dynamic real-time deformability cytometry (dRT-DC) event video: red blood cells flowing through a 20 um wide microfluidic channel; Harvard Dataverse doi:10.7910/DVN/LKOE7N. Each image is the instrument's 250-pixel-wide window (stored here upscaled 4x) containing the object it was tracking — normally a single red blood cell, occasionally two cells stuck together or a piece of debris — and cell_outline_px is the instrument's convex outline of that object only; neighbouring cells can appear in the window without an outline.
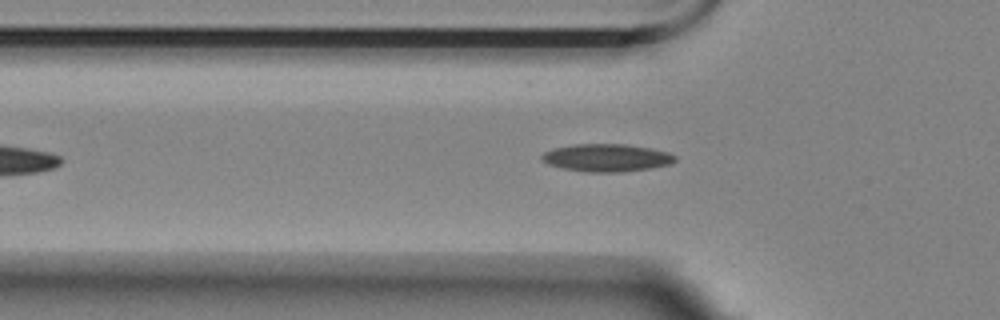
{"species": "Egyptian fruit bat (a non-hibernating species)", "species_latin": "Rousettus aegyptiacus", "temperature_condition": "room temperature", "stored_images_in_passage": 49, "camera_frame_rate_fps": 3000, "um_per_image_px": 0.085, "animal": {"sex": "female"}, "frame": {"image": 1, "passage_image": 14, "time_ms": 4.333, "image_size_px": [1000, 320], "cell_outline_px": [[676, 160], [672, 164], [624, 172], [588, 172], [564, 168], [548, 164], [540, 160], [540, 156], [544, 152], [552, 148], [572, 144], [624, 144], [652, 148], [668, 152], [676, 156]], "centroid_in_image_um": [51.55, 13.4], "position_along_channel_um": 74.2, "area_um2": 21.62}}
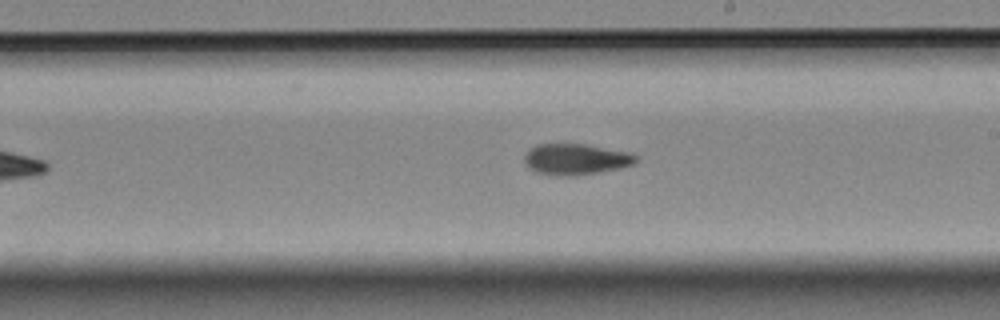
{"frame": {"image": 2, "passage_image": 28, "time_ms": 9.0, "image_size_px": [1000, 320], "cell_outline_px": [[636, 160], [632, 164], [620, 168], [596, 172], [536, 172], [524, 160], [524, 156], [532, 148], [540, 144], [584, 144], [632, 152], [636, 156]], "centroid_in_image_um": [49.03, 13.46], "position_along_channel_um": 240.0, "area_um2": 18.73}}
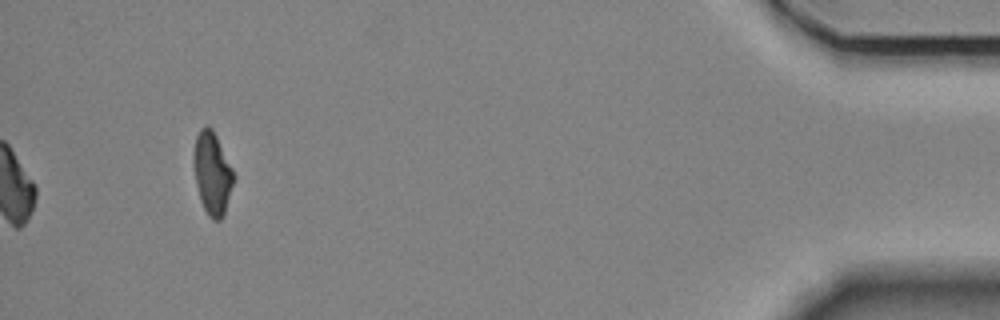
{"frame": {"image": 3, "passage_image": 49, "time_ms": 16.0, "image_size_px": [1000, 320], "cell_outline_px": [[236, 176], [224, 216], [220, 220], [212, 220], [208, 216], [200, 200], [196, 184], [192, 160], [192, 152], [196, 136], [200, 128], [212, 128]], "centroid_in_image_um": [18.04, 14.77], "position_along_channel_um": 417.2, "area_um2": 19.42}, "authors_computed_cell_mechanics": {"area_um2": 19.941, "velocity_mm_per_s": 3.5304, "shape_relaxation_time_tau1_ms": 6.4627, "shape_relaxation_time_tau2_ms": 2.9, "deformation_change_tau1": 0.1732, "deformation_change_tau2": 0.0888}}